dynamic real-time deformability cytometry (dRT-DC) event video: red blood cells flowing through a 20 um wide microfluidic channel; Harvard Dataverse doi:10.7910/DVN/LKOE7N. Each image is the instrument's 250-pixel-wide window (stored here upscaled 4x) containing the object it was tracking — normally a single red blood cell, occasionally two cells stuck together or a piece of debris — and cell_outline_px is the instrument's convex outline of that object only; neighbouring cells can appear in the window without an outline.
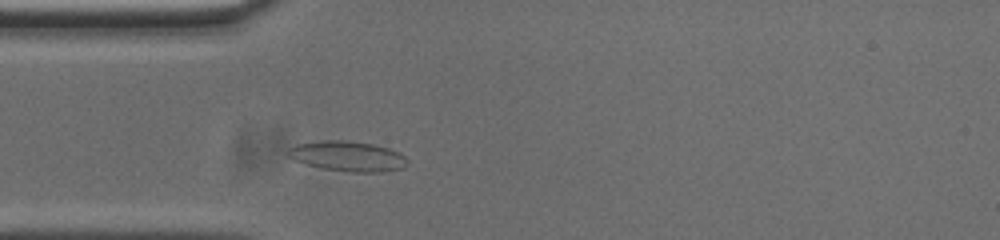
{"species": "common noctule bat (a hibernating species)", "species_latin": "Nyctalus noctula", "temperature_condition": "cold", "stored_images_in_passage": 39, "camera_frame_rate_fps": 3000, "um_per_image_px": 0.085, "animal": {"sex": "male", "body_mass_g": 20.0, "forearm_length_mm": 53.3}, "frame": {"image": 1, "passage_image": 7, "time_ms": 2.0, "image_size_px": [1000, 240], "cell_outline_px": [[408, 164], [404, 168], [380, 172], [352, 172], [320, 168], [304, 164], [288, 156], [288, 148], [296, 144], [324, 140], [344, 140], [372, 144], [388, 148], [400, 152], [408, 160]], "centroid_in_image_um": [29.56, 13.28], "position_along_channel_um": 55.4, "area_um2": 21.04}}
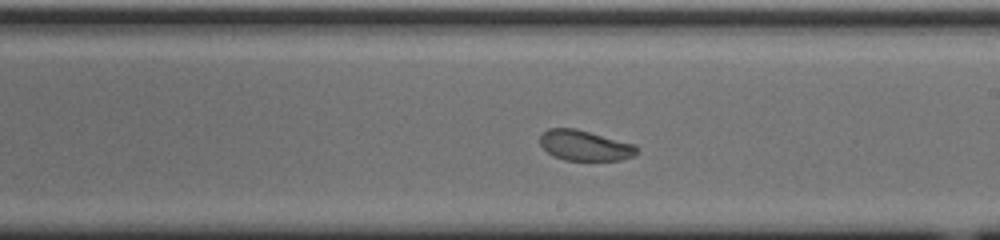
{"frame": {"image": 2, "passage_image": 22, "time_ms": 7.0, "image_size_px": [1000, 240], "cell_outline_px": [[640, 152], [636, 156], [620, 160], [564, 160], [552, 156], [540, 144], [540, 136], [548, 128], [576, 128], [636, 144]], "centroid_in_image_um": [49.76, 12.37], "position_along_channel_um": 239.2, "area_um2": 17.4}}
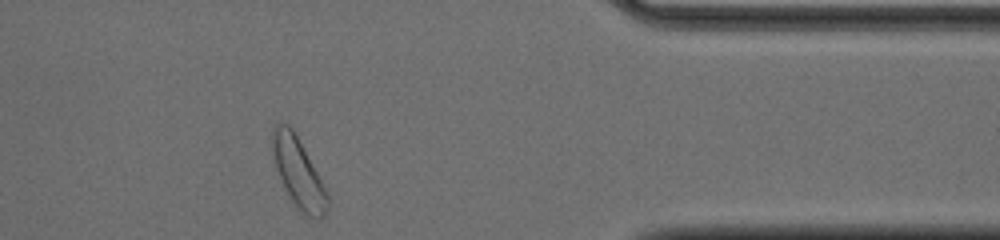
{"frame": {"image": 3, "passage_image": 36, "time_ms": 11.667, "image_size_px": [1000, 240], "cell_outline_px": [[328, 208], [324, 216], [308, 216], [296, 208], [276, 168], [272, 152], [272, 136], [276, 124], [288, 124], [292, 128], [312, 164], [328, 196]], "centroid_in_image_um": [25.34, 14.68], "position_along_channel_um": 386.1, "area_um2": 21.21}, "authors_computed_cell_mechanics": {"area_um2": 18.6694, "velocity_mm_per_s": 3.7149, "shape_relaxation_time_tau1_ms": 2.285, "shape_relaxation_time_tau2_ms": 6.2181, "deformation_change_tau1": 0.0724, "deformation_change_tau2": 0.1207}}